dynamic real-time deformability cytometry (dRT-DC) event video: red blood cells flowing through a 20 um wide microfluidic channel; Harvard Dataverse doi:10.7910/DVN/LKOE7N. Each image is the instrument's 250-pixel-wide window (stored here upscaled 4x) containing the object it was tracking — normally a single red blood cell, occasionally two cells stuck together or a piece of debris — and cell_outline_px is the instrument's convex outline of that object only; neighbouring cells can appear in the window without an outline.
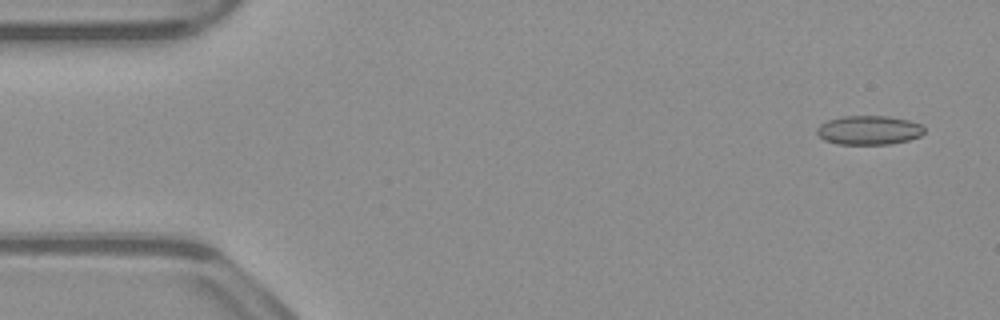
{"species": "common noctule bat (a hibernating species)", "species_latin": "Nyctalus noctula", "temperature_condition": "warm", "stored_images_in_passage": 35, "camera_frame_rate_fps": 3000, "um_per_image_px": 0.085, "animal": {"sex": "male", "body_mass_g": 23.1, "forearm_length_mm": 52.7}, "frame": {"image": 1, "passage_image": 3, "time_ms": 0.667, "image_size_px": [1000, 320], "cell_outline_px": [[924, 132], [920, 136], [908, 140], [892, 144], [840, 144], [824, 140], [816, 132], [816, 128], [820, 124], [828, 120], [840, 116], [888, 116], [908, 120], [920, 124], [924, 128]], "centroid_in_image_um": [73.84, 11.06], "position_along_channel_um": 11.2, "area_um2": 18.21}}
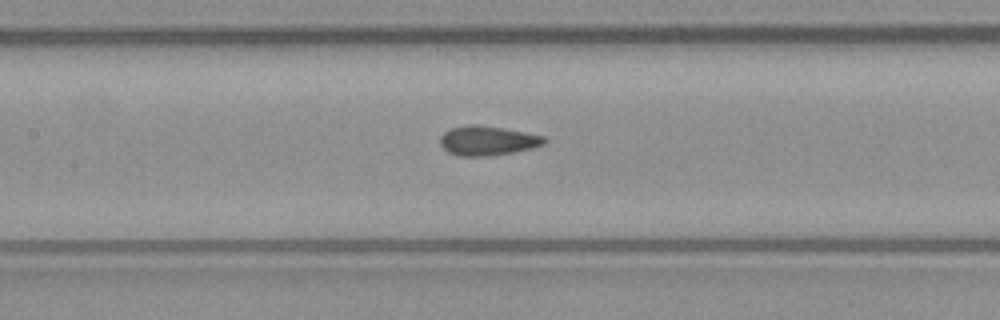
{"frame": {"image": 2, "passage_image": 24, "time_ms": 7.667, "image_size_px": [1000, 320], "cell_outline_px": [[548, 140], [544, 144], [532, 148], [492, 156], [456, 156], [448, 152], [440, 144], [440, 136], [444, 132], [452, 128], [468, 124], [476, 124], [524, 132], [544, 136]], "centroid_in_image_um": [41.42, 11.96], "position_along_channel_um": 166.0, "area_um2": 17.86}}
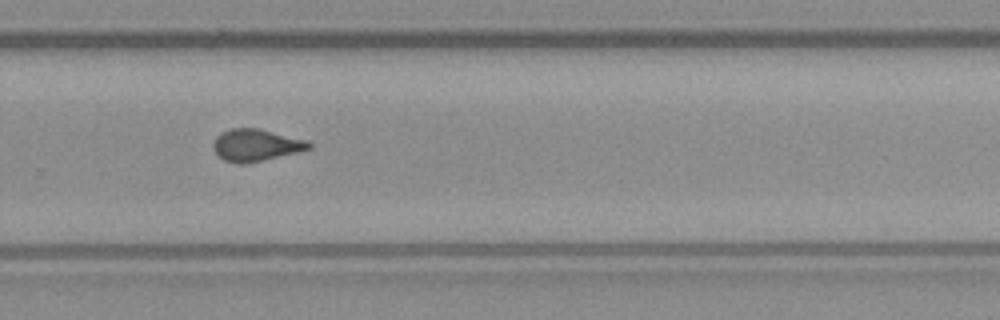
{"frame": {"image": 3, "passage_image": 35, "time_ms": 11.333, "image_size_px": [1000, 320], "cell_outline_px": [[312, 148], [264, 160], [244, 164], [236, 164], [224, 160], [212, 148], [212, 144], [216, 136], [220, 132], [232, 128], [256, 128], [308, 140], [312, 144]], "centroid_in_image_um": [21.73, 12.33], "position_along_channel_um": 308.1, "area_um2": 17.86}}